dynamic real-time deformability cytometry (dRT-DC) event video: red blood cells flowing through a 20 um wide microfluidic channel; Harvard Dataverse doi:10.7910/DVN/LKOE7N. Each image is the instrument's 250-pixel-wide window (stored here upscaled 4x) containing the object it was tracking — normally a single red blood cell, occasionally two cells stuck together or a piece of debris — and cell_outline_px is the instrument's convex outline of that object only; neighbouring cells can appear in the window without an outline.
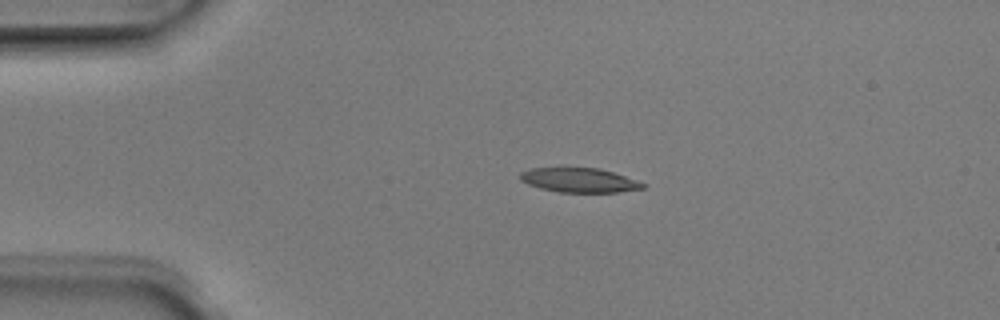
{"species": "Egyptian fruit bat (a non-hibernating species)", "species_latin": "Rousettus aegyptiacus", "temperature_condition": "room temperature", "stored_images_in_passage": 4, "camera_frame_rate_fps": 3000, "um_per_image_px": 0.085, "animal": {"sex": "male"}, "frame": {"image": 1, "passage_image": 3, "time_ms": 0.667, "image_size_px": [1000, 320], "cell_outline_px": [[644, 188], [616, 192], [560, 192], [540, 188], [528, 184], [520, 180], [520, 172], [532, 168], [600, 168], [624, 176], [644, 184]], "centroid_in_image_um": [49.18, 15.31], "position_along_channel_um": 35.8, "area_um2": 17.11}}